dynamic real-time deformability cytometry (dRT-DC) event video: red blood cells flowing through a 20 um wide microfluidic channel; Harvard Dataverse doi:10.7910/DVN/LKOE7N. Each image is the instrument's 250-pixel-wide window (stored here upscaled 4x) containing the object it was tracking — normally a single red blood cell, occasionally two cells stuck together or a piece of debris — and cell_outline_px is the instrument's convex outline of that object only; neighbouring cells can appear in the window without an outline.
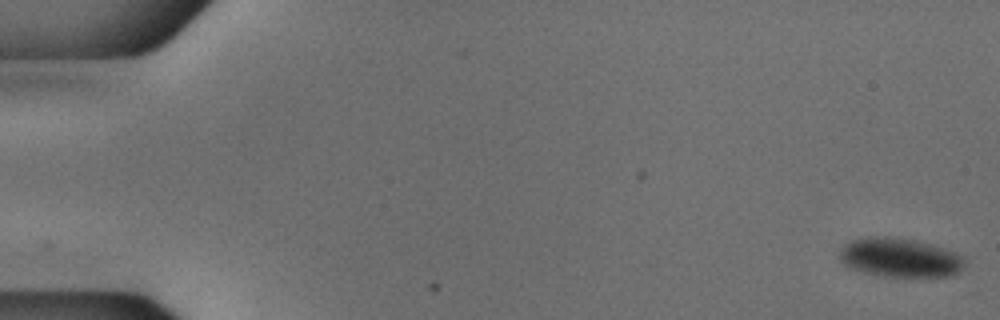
{"species": "common noctule bat (a hibernating species)", "species_latin": "Nyctalus noctula", "temperature_condition": "cold", "stored_images_in_passage": 54, "camera_frame_rate_fps": 3000, "um_per_image_px": 0.085, "animal": {"sex": "male", "body_mass_g": 18.8}, "frame": {"image": 1, "passage_image": 1, "time_ms": 0.0, "image_size_px": [1000, 320], "cell_outline_px": [[968, 260], [960, 272], [952, 276], [884, 276], [864, 272], [848, 268], [840, 260], [840, 248], [844, 244], [852, 240], [868, 236], [892, 236], [916, 240], [932, 244], [956, 252], [964, 256]], "centroid_in_image_um": [76.53, 21.88], "position_along_channel_um": 8.5, "area_um2": 28.96}}
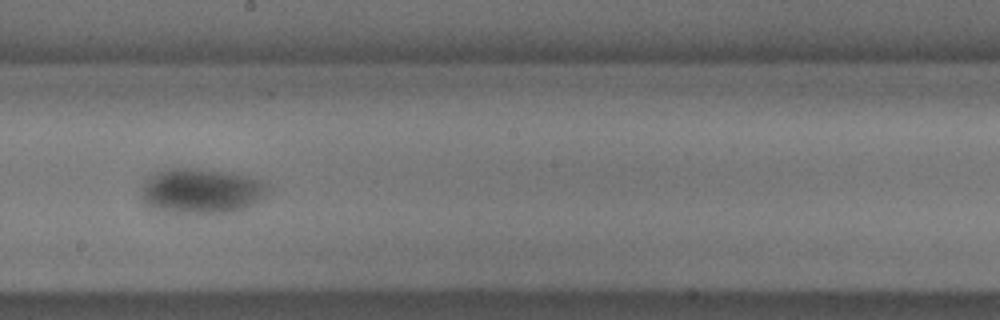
{"frame": {"image": 2, "passage_image": 31, "time_ms": 10.0, "image_size_px": [1000, 320], "cell_outline_px": [[272, 192], [260, 200], [244, 208], [232, 212], [156, 212], [144, 204], [140, 196], [140, 188], [144, 176], [156, 172], [172, 168], [196, 168], [232, 172], [264, 180], [272, 184]], "centroid_in_image_um": [17.1, 16.21], "position_along_channel_um": 231.1, "area_um2": 34.45}}
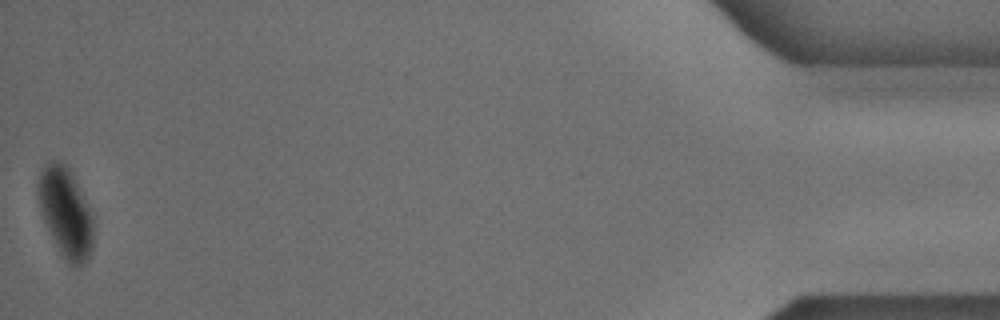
{"frame": {"image": 3, "passage_image": 54, "time_ms": 17.667, "image_size_px": [1000, 320], "cell_outline_px": [[92, 248], [88, 260], [76, 268], [68, 264], [60, 252], [44, 220], [36, 200], [36, 184], [40, 172], [44, 164], [52, 160], [60, 160], [68, 168], [76, 180], [92, 216]], "centroid_in_image_um": [5.54, 18.04], "position_along_channel_um": 429.7, "area_um2": 28.9}}